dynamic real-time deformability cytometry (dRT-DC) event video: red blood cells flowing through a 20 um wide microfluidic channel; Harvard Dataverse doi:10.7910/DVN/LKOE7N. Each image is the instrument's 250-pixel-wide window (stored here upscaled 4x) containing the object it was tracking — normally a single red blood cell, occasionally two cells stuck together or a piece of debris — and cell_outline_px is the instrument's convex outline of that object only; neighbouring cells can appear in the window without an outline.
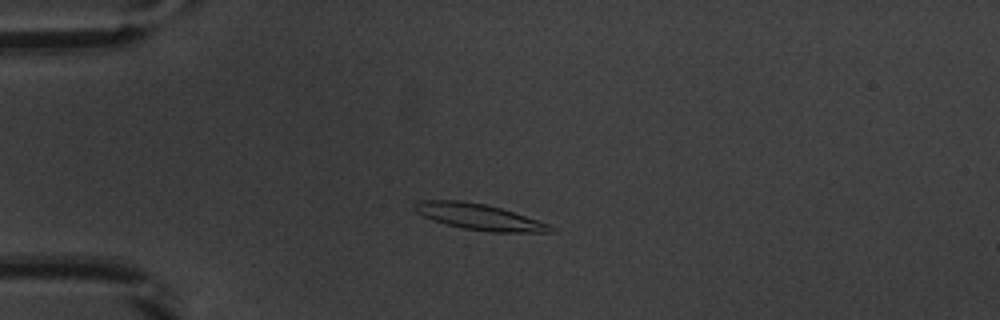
{"species": "common noctule bat (a hibernating species)", "species_latin": "Nyctalus noctula", "temperature_condition": "warm", "stored_images_in_passage": 41, "camera_frame_rate_fps": 3000, "um_per_image_px": 0.085, "animal": {"sex": "male", "body_mass_g": 20.1, "forearm_length_mm": 53.5}, "frame": {"image": 1, "passage_image": 2, "time_ms": 0.333, "image_size_px": [1000, 320], "cell_outline_px": [[556, 232], [492, 232], [464, 228], [448, 224], [424, 216], [416, 212], [412, 208], [420, 200], [460, 200], [484, 204], [500, 208], [548, 224], [556, 228]], "centroid_in_image_um": [40.74, 18.43], "position_along_channel_um": 44.3, "area_um2": 20.11}}
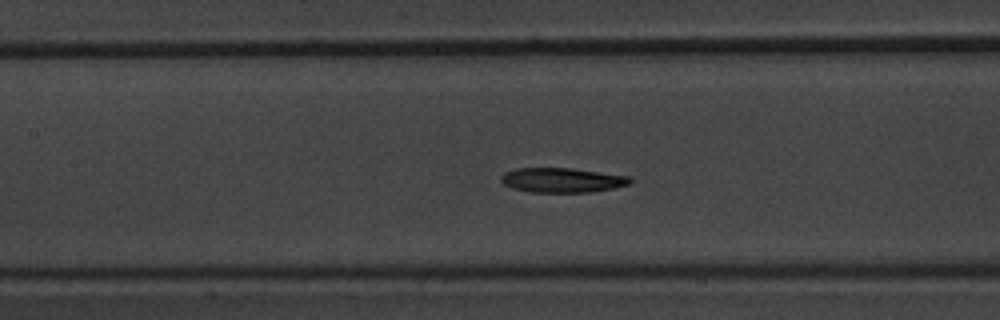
{"frame": {"image": 2, "passage_image": 13, "time_ms": 4.0, "image_size_px": [1000, 320], "cell_outline_px": [[632, 180], [628, 184], [612, 188], [592, 192], [532, 192], [512, 188], [504, 184], [500, 180], [500, 176], [504, 172], [516, 168], [568, 168], [632, 176]], "centroid_in_image_um": [47.76, 15.31], "position_along_channel_um": 159.6, "area_um2": 18.5}}
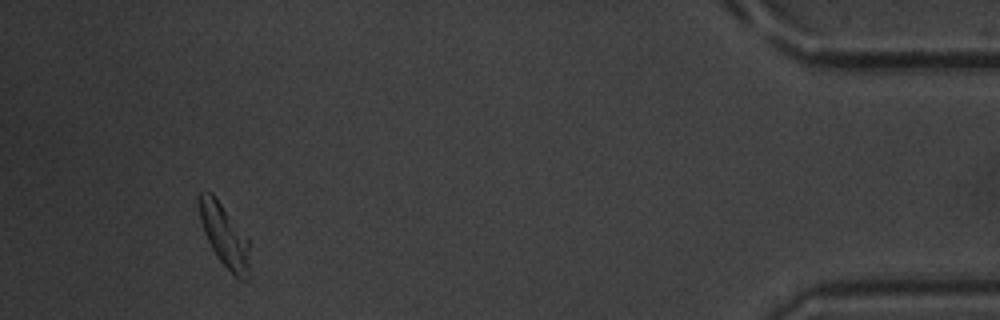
{"frame": {"image": 3, "passage_image": 38, "time_ms": 12.333, "image_size_px": [1000, 320], "cell_outline_px": [[252, 276], [248, 280], [240, 280], [216, 256], [204, 232], [200, 220], [200, 192], [212, 192], [248, 240]], "centroid_in_image_um": [19.13, 20.11], "position_along_channel_um": 416.1, "area_um2": 18.09}, "authors_computed_cell_mechanics": {"area_um2": 18.6694, "velocity_mm_per_s": 3.8338, "shape_relaxation_time_tau1_ms": 4.2824, "shape_relaxation_time_tau2_ms": 3.8913, "deformation_change_tau1": 0.1465, "deformation_change_tau2": 0.111}}